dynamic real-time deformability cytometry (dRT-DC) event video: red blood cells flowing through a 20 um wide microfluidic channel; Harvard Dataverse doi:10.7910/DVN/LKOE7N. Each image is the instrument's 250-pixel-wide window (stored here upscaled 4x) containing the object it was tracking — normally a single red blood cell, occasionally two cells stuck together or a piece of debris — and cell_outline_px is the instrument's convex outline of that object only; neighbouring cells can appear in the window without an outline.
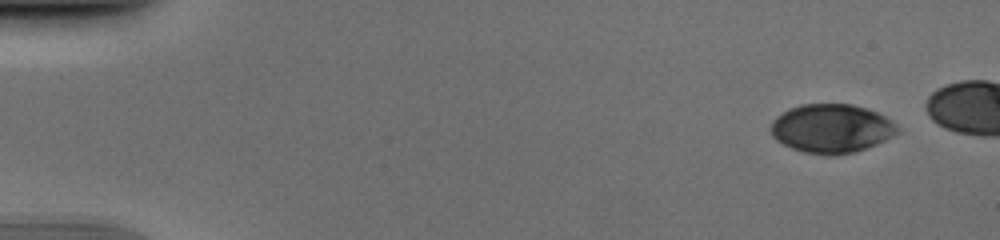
{"species": "human", "species_latin": "Homo sapiens", "temperature_condition": "cold", "stored_images_in_passage": 48, "camera_frame_rate_fps": 3000, "um_per_image_px": 0.085, "donor": {"sex": "male"}, "frame": {"image": 1, "passage_image": 4, "time_ms": 1.0, "image_size_px": [1000, 240], "cell_outline_px": [[896, 132], [884, 140], [876, 144], [856, 152], [832, 156], [828, 156], [804, 152], [792, 148], [776, 140], [772, 136], [768, 128], [772, 120], [776, 116], [788, 108], [800, 104], [852, 104], [876, 112], [884, 116], [896, 124]], "centroid_in_image_um": [70.59, 10.92], "position_along_channel_um": 14.4, "area_um2": 36.07}}
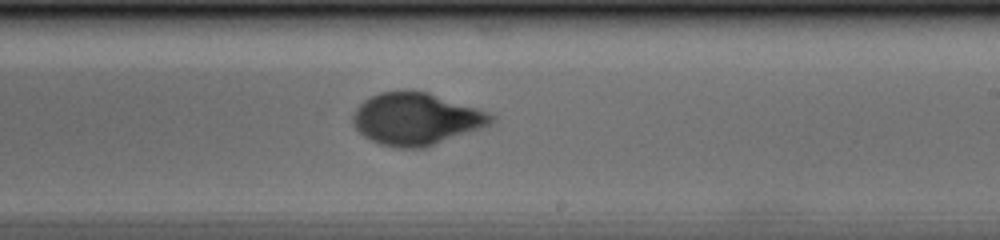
{"frame": {"image": 2, "passage_image": 33, "time_ms": 10.667, "image_size_px": [1000, 240], "cell_outline_px": [[496, 120], [480, 128], [424, 148], [396, 148], [380, 144], [364, 136], [352, 124], [352, 116], [356, 108], [364, 100], [380, 92], [428, 92], [488, 112], [496, 116]], "centroid_in_image_um": [35.35, 10.13], "position_along_channel_um": 253.6, "area_um2": 41.38}}
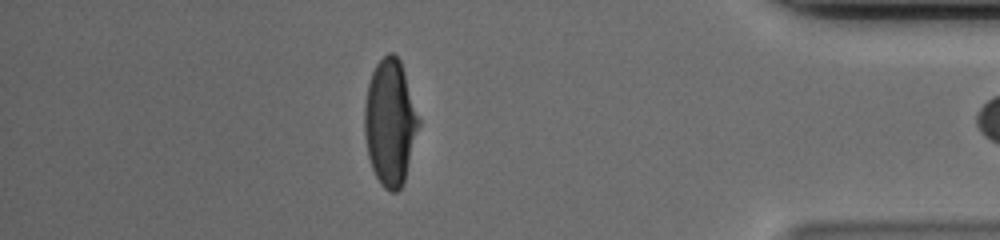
{"frame": {"image": 3, "passage_image": 47, "time_ms": 15.333, "image_size_px": [1000, 240], "cell_outline_px": [[420, 124], [404, 180], [400, 188], [396, 192], [392, 192], [384, 188], [380, 184], [372, 168], [368, 156], [364, 136], [364, 104], [368, 84], [372, 72], [376, 64], [388, 52], [392, 52], [400, 60], [420, 120]], "centroid_in_image_um": [33.14, 10.41], "position_along_channel_um": 402.1, "area_um2": 39.65}}